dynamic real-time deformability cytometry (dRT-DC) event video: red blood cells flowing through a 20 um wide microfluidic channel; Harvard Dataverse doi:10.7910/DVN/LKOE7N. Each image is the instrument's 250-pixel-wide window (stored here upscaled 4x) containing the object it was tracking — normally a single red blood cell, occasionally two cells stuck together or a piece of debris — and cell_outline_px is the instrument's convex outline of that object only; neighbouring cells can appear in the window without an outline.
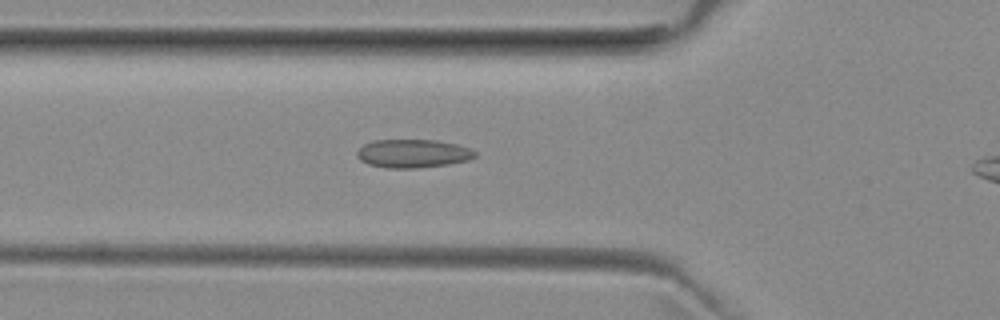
{"species": "common noctule bat (a hibernating species)", "species_latin": "Nyctalus noctula", "temperature_condition": "room temperature", "stored_images_in_passage": 41, "camera_frame_rate_fps": 3000, "um_per_image_px": 0.085, "animal": {"sex": "female", "body_mass_g": 29.2, "forearm_length_mm": 56.3}, "frame": {"image": 1, "passage_image": 14, "time_ms": 4.333, "image_size_px": [1000, 320], "cell_outline_px": [[476, 156], [468, 160], [448, 164], [416, 168], [388, 168], [368, 164], [360, 160], [356, 156], [356, 152], [364, 144], [372, 140], [436, 140], [456, 144], [472, 148], [476, 152]], "centroid_in_image_um": [35.09, 13.04], "position_along_channel_um": 90.7, "area_um2": 19.59}}
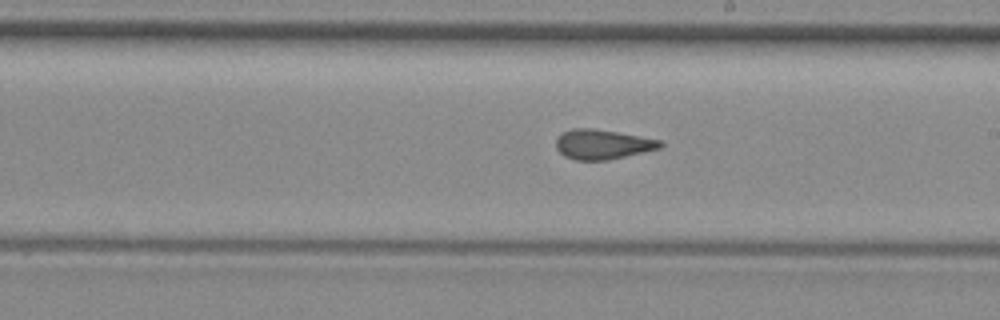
{"frame": {"image": 2, "passage_image": 25, "time_ms": 8.0, "image_size_px": [1000, 320], "cell_outline_px": [[664, 144], [660, 148], [608, 160], [576, 160], [564, 156], [556, 148], [556, 136], [572, 128], [596, 128], [640, 136], [660, 140]], "centroid_in_image_um": [51.19, 12.26], "position_along_channel_um": 237.8, "area_um2": 18.09}}
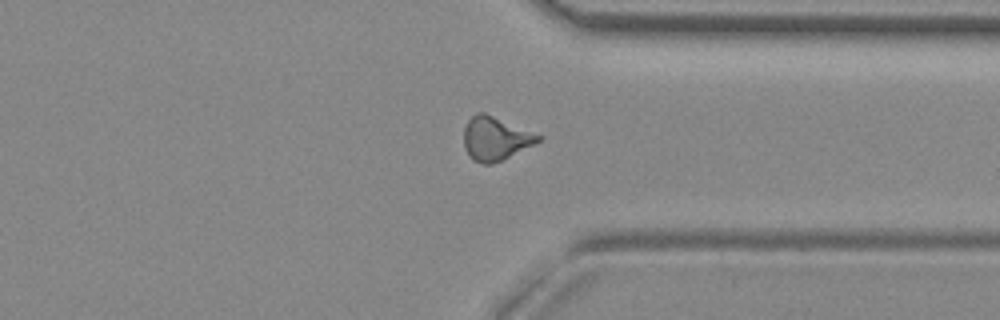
{"frame": {"image": 3, "passage_image": 35, "time_ms": 11.333, "image_size_px": [1000, 320], "cell_outline_px": [[544, 136], [540, 140], [492, 164], [484, 164], [472, 160], [468, 156], [464, 148], [464, 128], [468, 120], [476, 112], [484, 112]], "centroid_in_image_um": [42.06, 11.76], "position_along_channel_um": 369.3, "area_um2": 18.67}}